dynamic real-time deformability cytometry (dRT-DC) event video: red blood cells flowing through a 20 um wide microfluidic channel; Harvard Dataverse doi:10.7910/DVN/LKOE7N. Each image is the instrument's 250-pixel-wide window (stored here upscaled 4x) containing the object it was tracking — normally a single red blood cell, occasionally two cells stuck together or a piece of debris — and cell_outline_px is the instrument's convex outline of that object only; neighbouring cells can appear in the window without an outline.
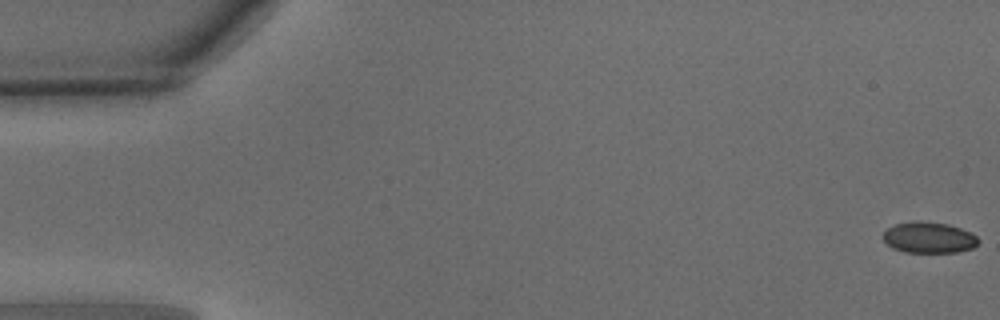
{"species": "common noctule bat (a hibernating species)", "species_latin": "Nyctalus noctula", "temperature_condition": "warm", "stored_images_in_passage": 35, "camera_frame_rate_fps": 3000, "um_per_image_px": 0.085, "animal": {"sex": "male", "body_mass_g": 15.6}, "frame": {"image": 1, "passage_image": 1, "time_ms": 0.0, "image_size_px": [1000, 320], "cell_outline_px": [[980, 240], [972, 248], [956, 252], [904, 252], [892, 248], [880, 236], [888, 228], [896, 224], [916, 220], [920, 220], [948, 224], [960, 228], [976, 236]], "centroid_in_image_um": [78.92, 20.18], "position_along_channel_um": 6.1, "area_um2": 17.22}}
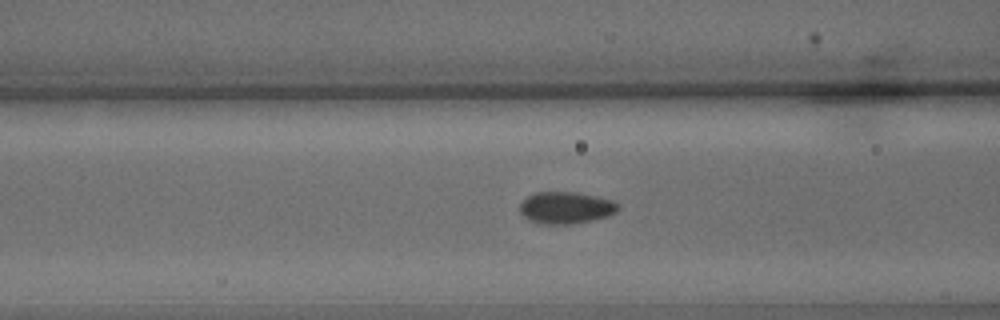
{"frame": {"image": 2, "passage_image": 20, "time_ms": 6.333, "image_size_px": [1000, 320], "cell_outline_px": [[620, 208], [616, 212], [608, 216], [592, 220], [572, 224], [540, 224], [528, 220], [520, 212], [520, 204], [532, 192], [576, 192], [596, 196], [612, 200], [620, 204]], "centroid_in_image_um": [48.11, 17.66], "position_along_channel_um": 118.5, "area_um2": 18.44}}
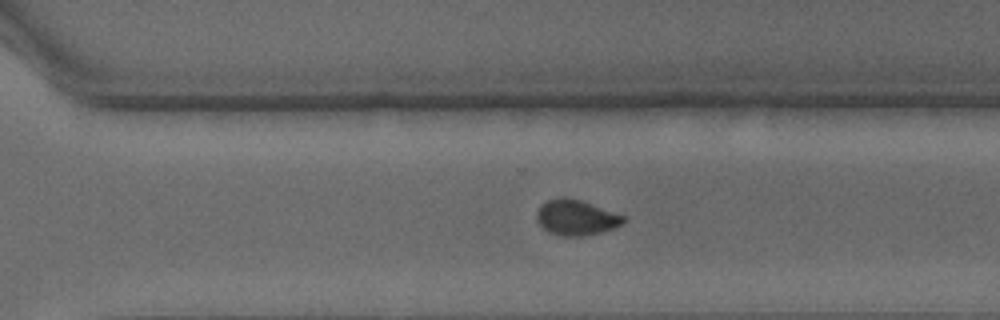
{"frame": {"image": 3, "passage_image": 35, "time_ms": 11.333, "image_size_px": [1000, 320], "cell_outline_px": [[624, 220], [620, 224], [612, 228], [600, 232], [580, 236], [560, 236], [548, 232], [536, 220], [536, 212], [548, 200], [560, 196], [564, 196], [580, 200], [624, 216]], "centroid_in_image_um": [48.91, 18.49], "position_along_channel_um": 321.7, "area_um2": 17.51}}